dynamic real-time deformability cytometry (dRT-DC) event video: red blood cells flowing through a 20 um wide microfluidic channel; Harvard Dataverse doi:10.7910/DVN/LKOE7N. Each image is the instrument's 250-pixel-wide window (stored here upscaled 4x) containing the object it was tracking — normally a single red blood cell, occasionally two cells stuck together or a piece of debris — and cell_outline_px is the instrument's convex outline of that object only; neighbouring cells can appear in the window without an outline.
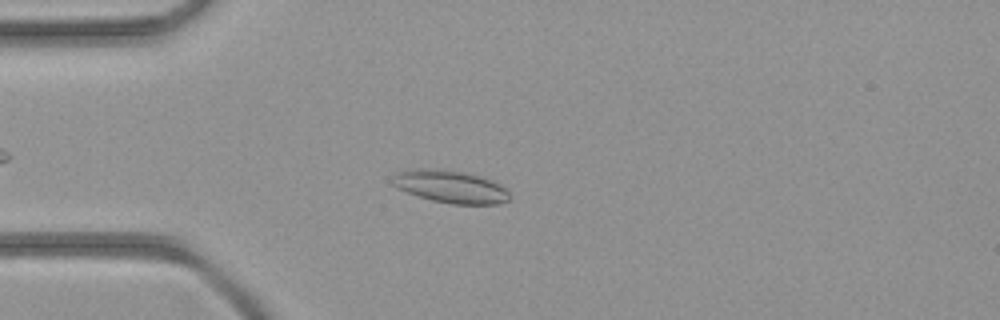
{"species": "common noctule bat (a hibernating species)", "species_latin": "Nyctalus noctula", "temperature_condition": "room temperature", "stored_images_in_passage": 43, "camera_frame_rate_fps": 3000, "um_per_image_px": 0.085, "animal": {"sex": "female", "body_mass_g": 21.9}, "frame": {"image": 1, "passage_image": 11, "time_ms": 3.333, "image_size_px": [1000, 320], "cell_outline_px": [[512, 196], [508, 200], [500, 204], [452, 204], [432, 200], [396, 188], [392, 184], [392, 176], [396, 172], [412, 168], [440, 168], [480, 176], [492, 180], [500, 184]], "centroid_in_image_um": [38.27, 15.85], "position_along_channel_um": 46.7, "area_um2": 22.37}}
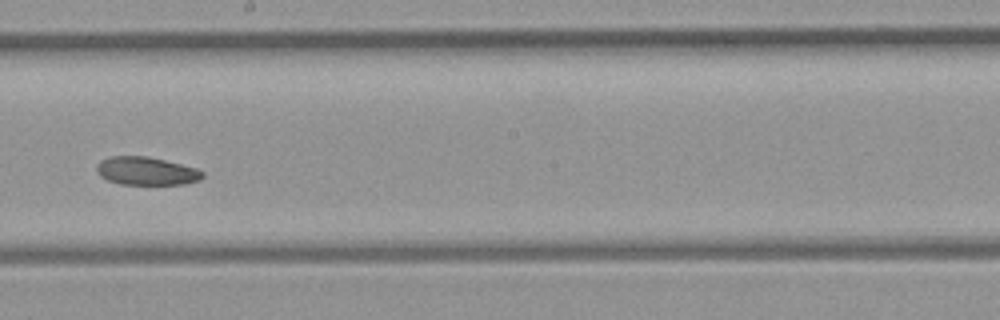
{"frame": {"image": 2, "passage_image": 24, "time_ms": 7.667, "image_size_px": [1000, 320], "cell_outline_px": [[204, 176], [200, 180], [184, 184], [120, 184], [108, 180], [100, 176], [96, 172], [96, 164], [100, 160], [112, 156], [148, 156], [196, 168], [204, 172]], "centroid_in_image_um": [12.42, 14.53], "position_along_channel_um": 235.8, "area_um2": 17.4}}
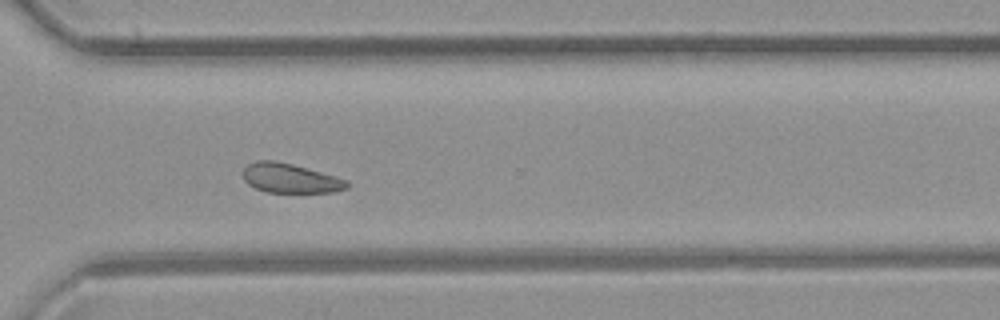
{"frame": {"image": 3, "passage_image": 31, "time_ms": 10.0, "image_size_px": [1000, 320], "cell_outline_px": [[348, 188], [332, 192], [268, 192], [256, 188], [248, 184], [244, 180], [244, 168], [248, 164], [256, 160], [272, 160], [292, 164], [348, 180]], "centroid_in_image_um": [24.66, 15.15], "position_along_channel_um": 345.9, "area_um2": 17.57}}